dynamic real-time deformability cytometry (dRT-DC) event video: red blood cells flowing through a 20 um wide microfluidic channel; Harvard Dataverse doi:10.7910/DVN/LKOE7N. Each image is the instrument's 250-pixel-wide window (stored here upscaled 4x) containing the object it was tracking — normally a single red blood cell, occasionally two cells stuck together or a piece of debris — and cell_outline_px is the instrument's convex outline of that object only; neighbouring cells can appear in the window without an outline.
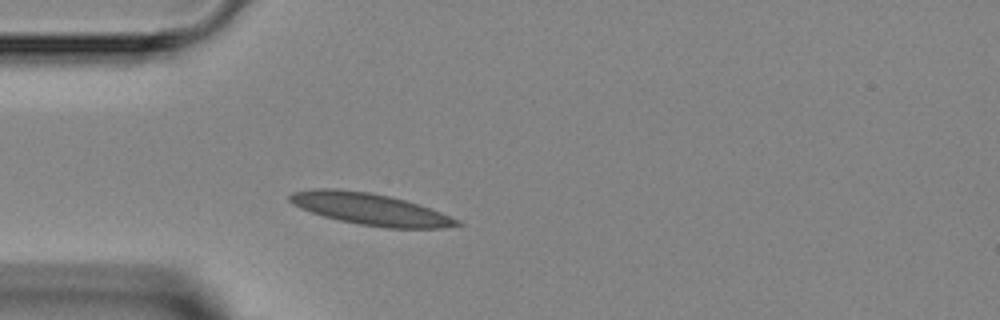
{"species": "Egyptian fruit bat (a non-hibernating species)", "species_latin": "Rousettus aegyptiacus", "temperature_condition": "room temperature", "stored_images_in_passage": 2, "camera_frame_rate_fps": 3000, "um_per_image_px": 0.085, "animal": {"sex": "female"}, "frame": {"image": 1, "passage_image": 2, "time_ms": 1.333, "image_size_px": [1000, 320], "cell_outline_px": [[464, 224], [444, 228], [388, 228], [360, 224], [340, 220], [324, 216], [300, 208], [292, 204], [288, 200], [288, 196], [292, 192], [316, 188], [336, 188], [372, 192], [392, 196], [420, 204], [460, 220]], "centroid_in_image_um": [31.48, 17.76], "position_along_channel_um": 53.5, "area_um2": 31.1}}